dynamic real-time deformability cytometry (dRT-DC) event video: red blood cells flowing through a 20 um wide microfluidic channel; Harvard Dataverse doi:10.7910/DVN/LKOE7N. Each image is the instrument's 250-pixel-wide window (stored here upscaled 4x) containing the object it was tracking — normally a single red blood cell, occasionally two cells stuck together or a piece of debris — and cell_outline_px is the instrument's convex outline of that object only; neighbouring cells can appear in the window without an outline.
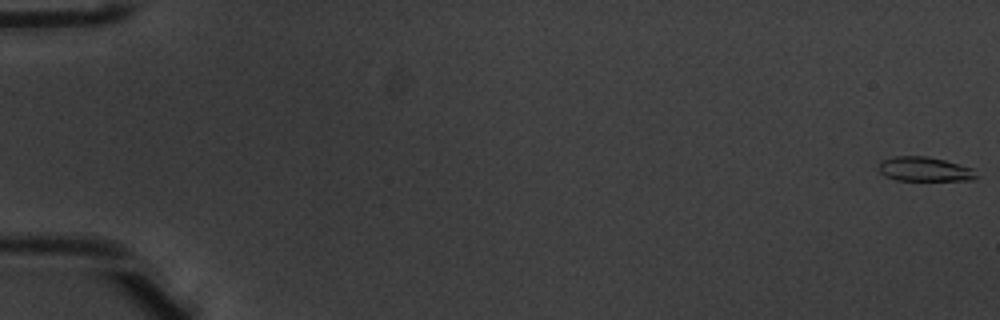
{"species": "common noctule bat (a hibernating species)", "species_latin": "Nyctalus noctula", "temperature_condition": "warm", "stored_images_in_passage": 11, "camera_frame_rate_fps": 3000, "um_per_image_px": 0.085, "animal": {"sex": "male", "body_mass_g": 20.1, "forearm_length_mm": 53.5}, "frame": {"image": 1, "passage_image": 1, "time_ms": 0.0, "image_size_px": [1000, 320], "cell_outline_px": [[980, 176], [976, 180], [896, 180], [884, 176], [880, 172], [880, 160], [892, 156], [928, 156], [944, 160], [972, 168]], "centroid_in_image_um": [78.61, 14.38], "position_along_channel_um": 6.4, "area_um2": 13.99}}